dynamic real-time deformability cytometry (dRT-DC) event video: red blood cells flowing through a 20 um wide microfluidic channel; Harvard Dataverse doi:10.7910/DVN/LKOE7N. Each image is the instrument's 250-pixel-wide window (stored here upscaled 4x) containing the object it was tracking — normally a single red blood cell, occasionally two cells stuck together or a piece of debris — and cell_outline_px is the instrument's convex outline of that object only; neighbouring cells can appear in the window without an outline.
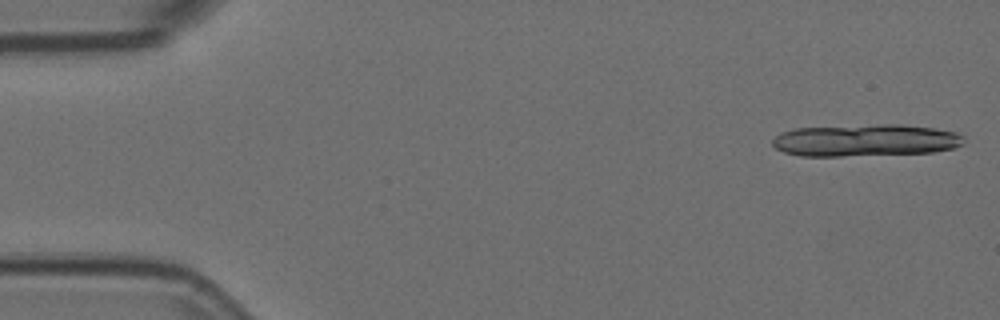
{"species": "Egyptian fruit bat (a non-hibernating species)", "species_latin": "Rousettus aegyptiacus", "temperature_condition": "room temperature", "stored_images_in_passage": 6, "camera_frame_rate_fps": 3000, "um_per_image_px": 0.085, "animal": {"sex": "female"}, "frame": {"image": 1, "passage_image": 1, "time_ms": 0.0, "image_size_px": [1000, 320], "cell_outline_px": [[964, 144], [956, 148], [932, 152], [840, 156], [800, 156], [784, 152], [776, 148], [772, 144], [772, 140], [780, 132], [796, 128], [884, 124], [900, 124], [932, 128], [956, 132], [964, 136]], "centroid_in_image_um": [73.58, 11.93], "position_along_channel_um": 11.4, "area_um2": 35.84}}